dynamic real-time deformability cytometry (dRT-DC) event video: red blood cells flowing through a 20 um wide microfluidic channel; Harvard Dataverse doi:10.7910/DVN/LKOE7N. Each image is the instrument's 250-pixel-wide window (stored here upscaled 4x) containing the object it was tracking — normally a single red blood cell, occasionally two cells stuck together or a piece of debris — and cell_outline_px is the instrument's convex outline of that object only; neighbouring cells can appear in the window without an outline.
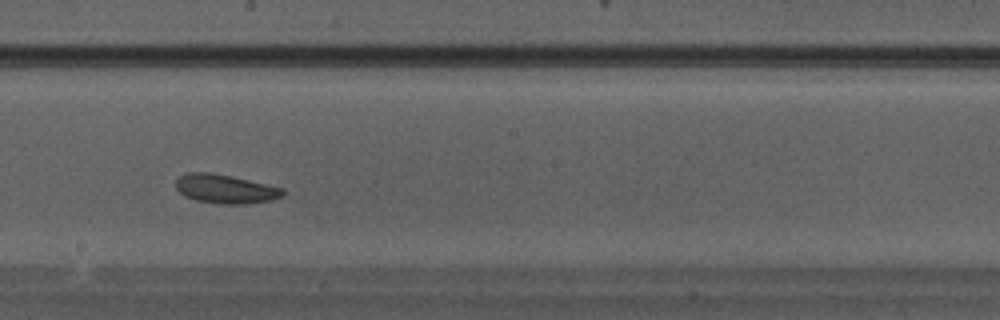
{"species": "Egyptian fruit bat (a non-hibernating species)", "species_latin": "Rousettus aegyptiacus", "temperature_condition": "warm", "stored_images_in_passage": 28, "camera_frame_rate_fps": 3000, "um_per_image_px": 0.085, "animal": {"sex": "male"}, "frame": {"image": 1, "passage_image": 13, "time_ms": 4.0, "image_size_px": [1000, 320], "cell_outline_px": [[284, 196], [272, 200], [248, 204], [220, 204], [196, 200], [184, 196], [176, 188], [176, 180], [180, 176], [188, 172], [212, 172], [232, 176], [284, 188]], "centroid_in_image_um": [19.17, 16.06], "position_along_channel_um": 229.0, "area_um2": 18.21}}